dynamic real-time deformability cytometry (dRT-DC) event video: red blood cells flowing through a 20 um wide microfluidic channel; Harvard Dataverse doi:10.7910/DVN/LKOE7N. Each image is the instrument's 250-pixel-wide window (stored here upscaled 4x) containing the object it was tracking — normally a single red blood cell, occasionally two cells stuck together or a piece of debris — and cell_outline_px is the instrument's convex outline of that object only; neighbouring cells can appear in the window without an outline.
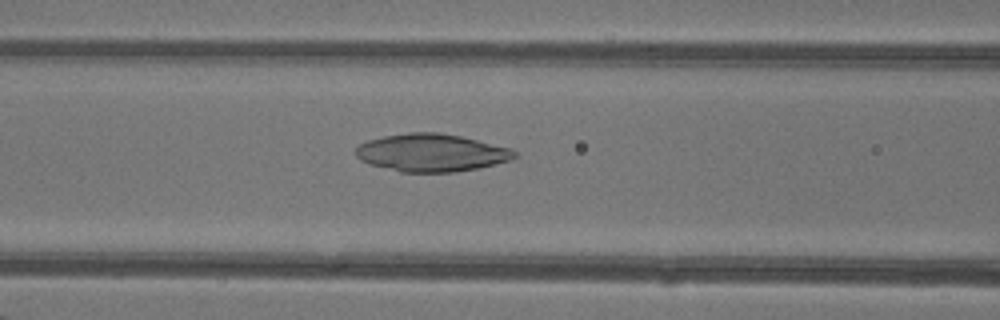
{"species": "common noctule bat (a hibernating species)", "species_latin": "Nyctalus noctula", "temperature_condition": "warm", "stored_images_in_passage": 48, "camera_frame_rate_fps": 3000, "um_per_image_px": 0.085, "animal": {"sex": "female"}, "frame": {"image": 1, "passage_image": 21, "time_ms": 6.667, "image_size_px": [1000, 320], "cell_outline_px": [[520, 156], [512, 160], [480, 168], [456, 172], [400, 172], [368, 164], [360, 160], [356, 156], [356, 148], [360, 144], [368, 140], [384, 136], [408, 132], [440, 132], [460, 136], [512, 148], [520, 152]], "centroid_in_image_um": [36.73, 12.99], "position_along_channel_um": 129.9, "area_um2": 35.37}}
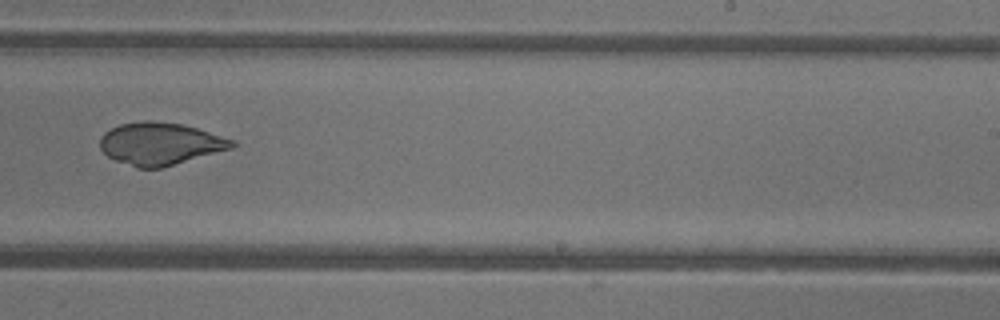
{"frame": {"image": 2, "passage_image": 31, "time_ms": 10.0, "image_size_px": [1000, 320], "cell_outline_px": [[236, 144], [232, 148], [160, 168], [136, 168], [116, 160], [108, 156], [100, 148], [100, 136], [104, 132], [120, 124], [144, 120], [148, 120], [180, 124], [196, 128], [236, 140]], "centroid_in_image_um": [13.6, 12.21], "position_along_channel_um": 275.4, "area_um2": 32.37}}
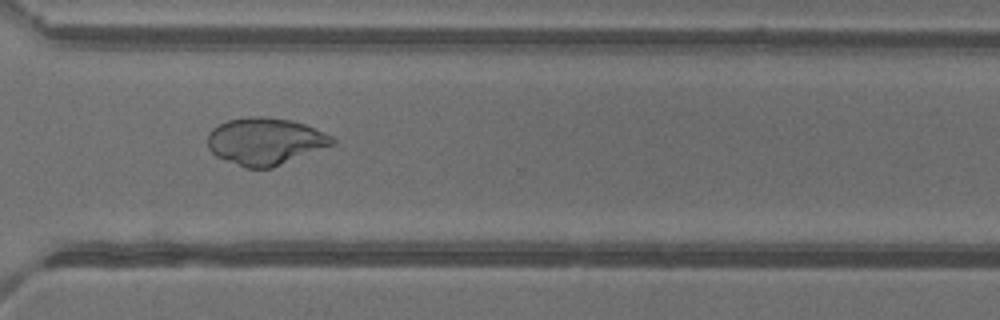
{"frame": {"image": 3, "passage_image": 36, "time_ms": 11.667, "image_size_px": [1000, 320], "cell_outline_px": [[336, 144], [272, 168], [248, 168], [216, 156], [208, 148], [208, 132], [212, 128], [228, 120], [248, 116], [260, 116], [292, 120], [304, 124], [324, 132], [332, 136], [336, 140]], "centroid_in_image_um": [22.56, 12.0], "position_along_channel_um": 348.0, "area_um2": 34.22}}